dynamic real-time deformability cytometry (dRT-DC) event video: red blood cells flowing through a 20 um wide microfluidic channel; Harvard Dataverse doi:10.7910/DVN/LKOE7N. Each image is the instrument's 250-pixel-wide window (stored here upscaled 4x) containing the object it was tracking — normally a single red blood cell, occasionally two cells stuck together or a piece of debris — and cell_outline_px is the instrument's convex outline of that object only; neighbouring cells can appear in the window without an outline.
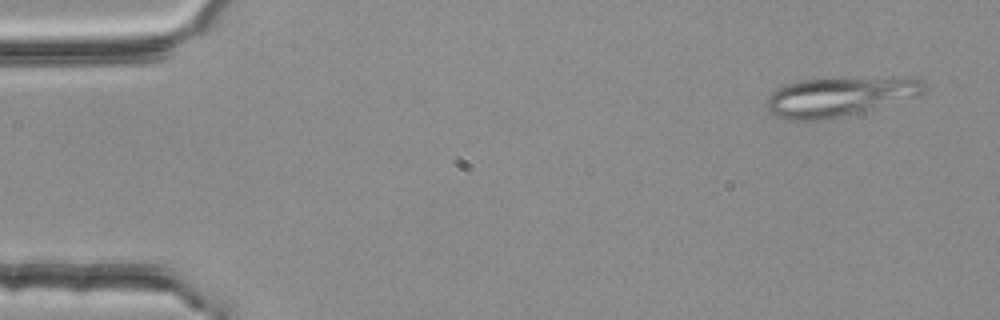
{"species": "common noctule bat (a hibernating species)", "species_latin": "Nyctalus noctula", "temperature_condition": "room temperature", "stored_images_in_passage": 4, "camera_frame_rate_fps": 3000, "um_per_image_px": 0.085, "animal": {"sex": "female", "body_mass_g": 25.1}, "frame": {"image": 1, "passage_image": 1, "time_ms": 0.0, "image_size_px": [1000, 320], "cell_outline_px": [[928, 88], [924, 92], [916, 96], [840, 116], [824, 120], [788, 120], [776, 116], [768, 112], [768, 96], [772, 92], [784, 84], [800, 80], [836, 76], [912, 76], [924, 80]], "centroid_in_image_um": [71.4, 8.13], "position_along_channel_um": 13.6, "area_um2": 36.88}}